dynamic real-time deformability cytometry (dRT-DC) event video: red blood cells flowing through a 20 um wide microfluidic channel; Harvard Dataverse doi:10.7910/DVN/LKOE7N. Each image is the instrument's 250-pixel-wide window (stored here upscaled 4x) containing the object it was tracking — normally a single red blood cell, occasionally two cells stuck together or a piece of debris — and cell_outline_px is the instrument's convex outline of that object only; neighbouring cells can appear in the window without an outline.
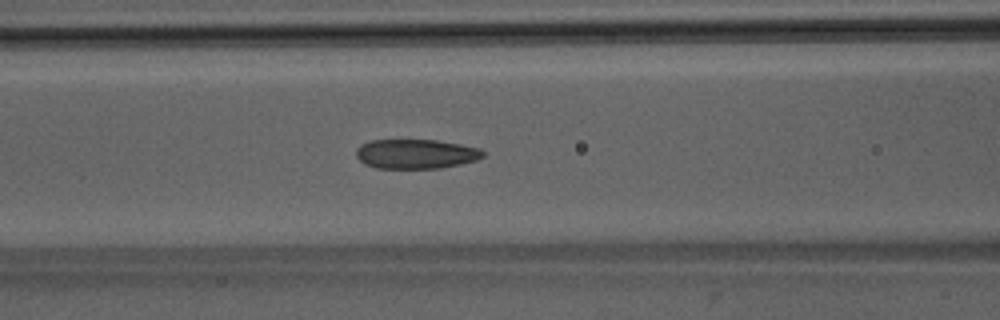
{"species": "Egyptian fruit bat (a non-hibernating species)", "species_latin": "Rousettus aegyptiacus", "temperature_condition": "room temperature", "stored_images_in_passage": 51, "camera_frame_rate_fps": 3000, "um_per_image_px": 0.085, "animal": {"sex": "male"}, "frame": {"image": 1, "passage_image": 21, "time_ms": 6.667, "image_size_px": [1000, 320], "cell_outline_px": [[484, 156], [476, 160], [460, 164], [440, 168], [376, 168], [364, 164], [356, 156], [356, 148], [360, 144], [368, 140], [436, 140], [460, 144], [480, 148], [484, 152]], "centroid_in_image_um": [35.32, 13.08], "position_along_channel_um": 131.3, "area_um2": 21.91}}
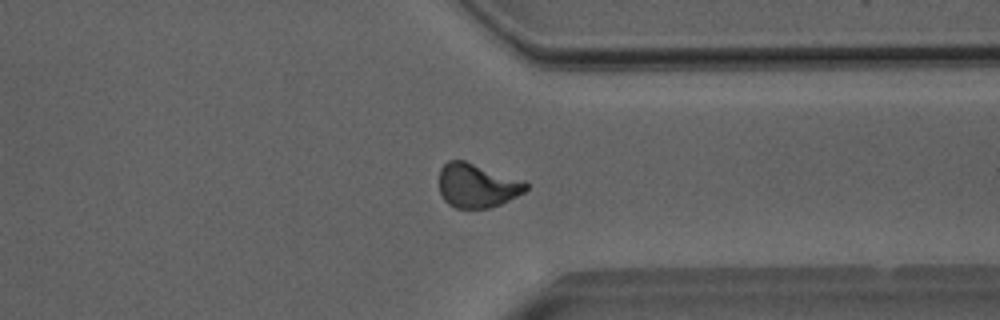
{"frame": {"image": 2, "passage_image": 39, "time_ms": 12.667, "image_size_px": [1000, 320], "cell_outline_px": [[528, 188], [524, 192], [500, 204], [488, 208], [456, 208], [448, 204], [444, 200], [440, 192], [440, 168], [448, 160], [464, 160], [524, 180], [528, 184]], "centroid_in_image_um": [40.55, 15.76], "position_along_channel_um": 370.9, "area_um2": 22.25}}
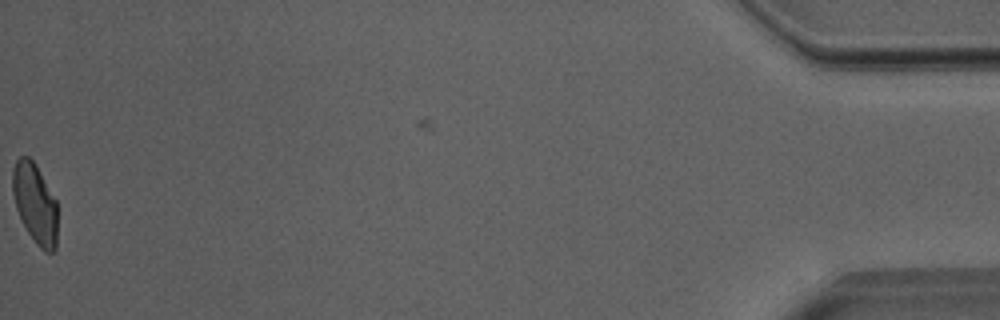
{"frame": {"image": 3, "passage_image": 51, "time_ms": 16.667, "image_size_px": [1000, 320], "cell_outline_px": [[56, 248], [52, 252], [44, 252], [36, 244], [20, 220], [16, 208], [12, 192], [12, 168], [16, 160], [20, 156], [28, 156], [36, 164], [56, 200]], "centroid_in_image_um": [2.95, 17.28], "position_along_channel_um": 432.2, "area_um2": 21.04}, "authors_computed_cell_mechanics": {"area_um2": 22.4842, "velocity_mm_per_s": 4.0122, "shape_relaxation_time_tau1_ms": 4.7591, "shape_relaxation_time_tau2_ms": 1.5383, "deformation_change_tau1": 0.1461, "deformation_change_tau2": 0.0712}}